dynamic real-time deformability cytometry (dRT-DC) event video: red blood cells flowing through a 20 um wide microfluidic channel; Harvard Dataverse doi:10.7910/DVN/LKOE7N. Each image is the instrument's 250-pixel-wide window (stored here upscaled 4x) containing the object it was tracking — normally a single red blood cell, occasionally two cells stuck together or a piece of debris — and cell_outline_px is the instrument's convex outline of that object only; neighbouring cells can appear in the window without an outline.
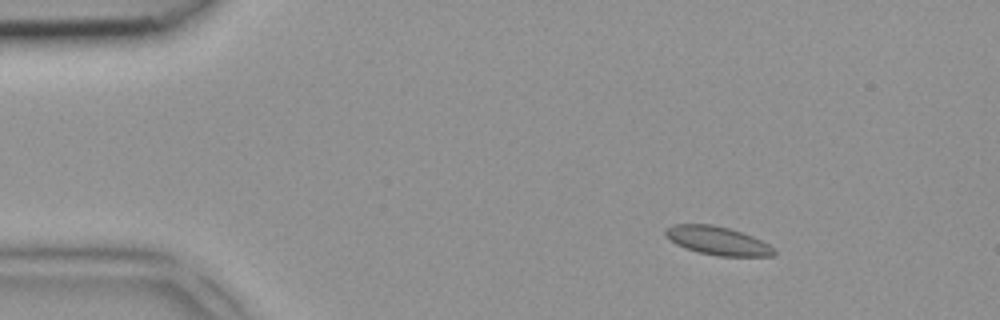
{"species": "common noctule bat (a hibernating species)", "species_latin": "Nyctalus noctula", "temperature_condition": "room temperature", "stored_images_in_passage": 4, "camera_frame_rate_fps": 3000, "um_per_image_px": 0.085, "animal": {"sex": "female", "body_mass_g": 18.4}, "frame": {"image": 1, "passage_image": 2, "time_ms": 0.333, "image_size_px": [1000, 320], "cell_outline_px": [[776, 252], [772, 256], [716, 256], [700, 252], [676, 244], [664, 236], [664, 232], [672, 224], [712, 224], [728, 228], [752, 236], [768, 244]], "centroid_in_image_um": [60.97, 20.45], "position_along_channel_um": 24.0, "area_um2": 17.74}}
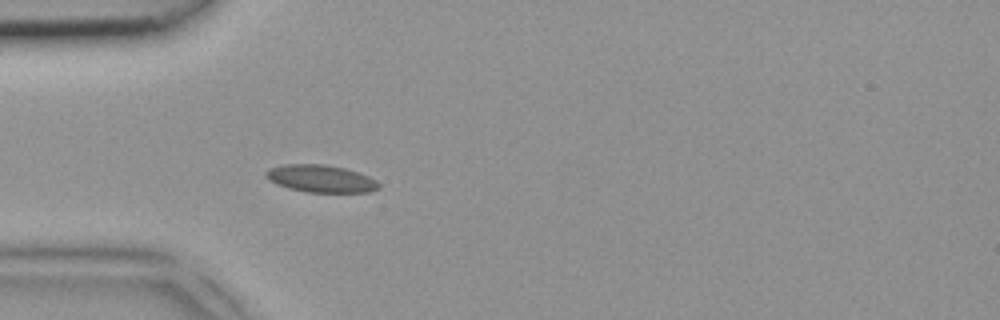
{"frame": {"image": 2, "passage_image": 4, "time_ms": 1.0, "image_size_px": [1000, 320], "cell_outline_px": [[380, 188], [368, 192], [304, 192], [288, 188], [276, 184], [268, 180], [264, 176], [264, 172], [268, 168], [284, 164], [324, 164], [344, 168], [368, 176], [376, 180], [380, 184]], "centroid_in_image_um": [27.22, 15.18], "position_along_channel_um": 57.8, "area_um2": 18.15}}